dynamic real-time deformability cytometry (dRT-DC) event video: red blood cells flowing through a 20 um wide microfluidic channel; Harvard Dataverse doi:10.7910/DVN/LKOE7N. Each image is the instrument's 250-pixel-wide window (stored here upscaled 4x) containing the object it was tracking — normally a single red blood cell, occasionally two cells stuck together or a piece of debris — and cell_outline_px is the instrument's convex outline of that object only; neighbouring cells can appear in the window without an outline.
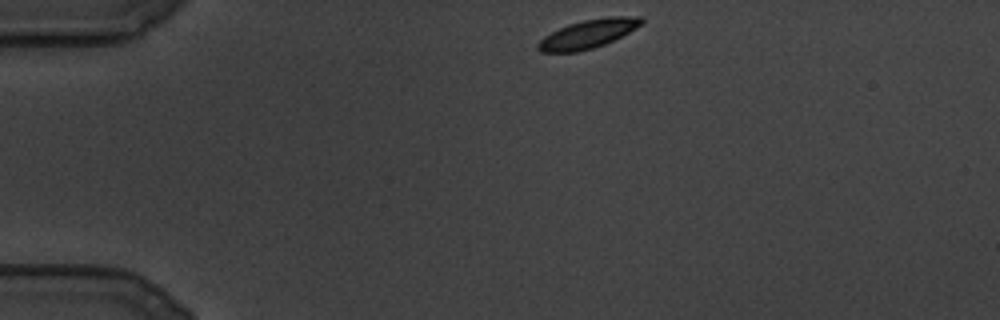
{"species": "common noctule bat (a hibernating species)", "species_latin": "Nyctalus noctula", "temperature_condition": "cold", "stored_images_in_passage": 72, "camera_frame_rate_fps": 3000, "um_per_image_px": 0.085, "animal": {"sex": "male", "body_mass_g": 19.5, "forearm_length_mm": 54.6}, "frame": {"image": 1, "passage_image": 1, "time_ms": 0.0, "image_size_px": [1000, 320], "cell_outline_px": [[644, 20], [636, 28], [604, 44], [592, 48], [576, 52], [540, 52], [536, 48], [536, 44], [544, 36], [560, 28], [584, 20], [608, 16], [644, 16]], "centroid_in_image_um": [49.98, 2.88], "position_along_channel_um": 35.0, "area_um2": 16.99}}
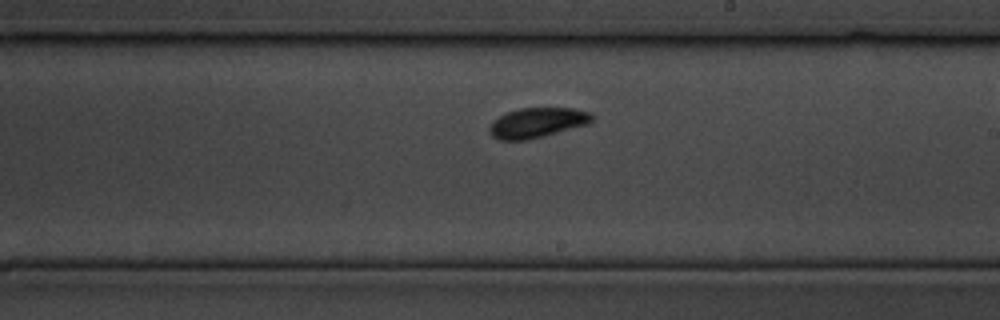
{"frame": {"image": 2, "passage_image": 46, "time_ms": 15.0, "image_size_px": [1000, 320], "cell_outline_px": [[596, 116], [592, 124], [524, 140], [500, 140], [492, 136], [488, 132], [488, 128], [500, 116], [508, 112], [520, 108], [572, 108], [592, 112]], "centroid_in_image_um": [45.75, 10.42], "position_along_channel_um": 243.2, "area_um2": 17.98}}
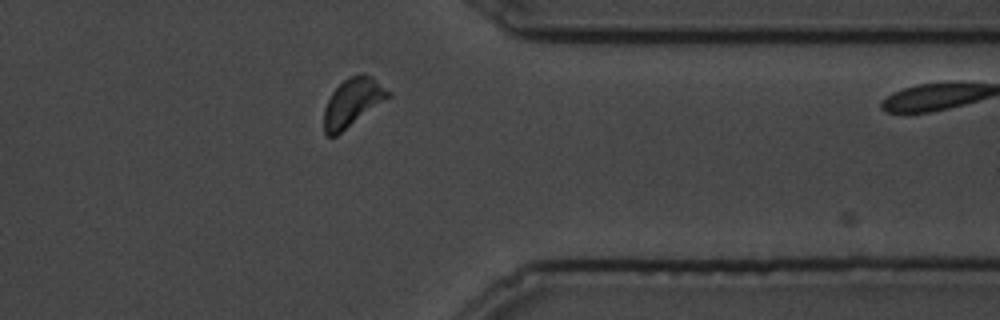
{"frame": {"image": 3, "passage_image": 71, "time_ms": 23.333, "image_size_px": [1000, 320], "cell_outline_px": [[392, 96], [336, 136], [328, 136], [324, 132], [324, 108], [332, 92], [348, 76], [364, 72], [372, 76], [392, 92]], "centroid_in_image_um": [30.0, 8.68], "position_along_channel_um": 381.4, "area_um2": 18.21}}